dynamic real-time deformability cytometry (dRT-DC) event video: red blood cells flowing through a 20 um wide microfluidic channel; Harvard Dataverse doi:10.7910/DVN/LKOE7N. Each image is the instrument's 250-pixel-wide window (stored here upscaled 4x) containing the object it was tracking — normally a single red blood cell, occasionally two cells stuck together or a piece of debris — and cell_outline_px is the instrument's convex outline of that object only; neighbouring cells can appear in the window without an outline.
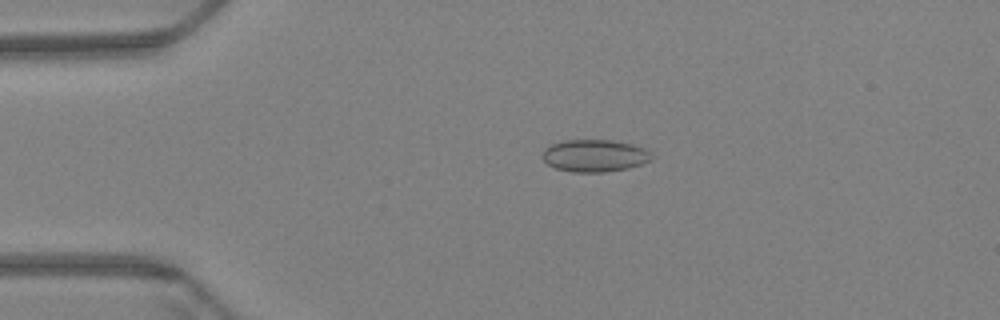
{"species": "Egyptian fruit bat (a non-hibernating species)", "species_latin": "Rousettus aegyptiacus", "temperature_condition": "warm", "stored_images_in_passage": 61, "camera_frame_rate_fps": 3000, "um_per_image_px": 0.085, "animal": {"sex": "female"}, "frame": {"image": 1, "passage_image": 13, "time_ms": 4.0, "image_size_px": [1000, 320], "cell_outline_px": [[656, 156], [652, 160], [628, 168], [604, 172], [572, 172], [556, 168], [548, 164], [540, 156], [544, 148], [560, 140], [612, 140], [632, 144], [644, 148]], "centroid_in_image_um": [50.54, 13.22], "position_along_channel_um": 34.5, "area_um2": 20.75}}
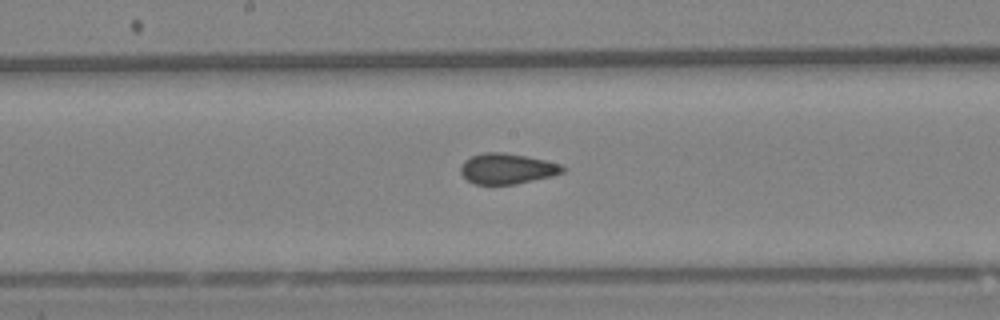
{"frame": {"image": 2, "passage_image": 32, "time_ms": 10.333, "image_size_px": [1000, 320], "cell_outline_px": [[568, 168], [564, 172], [552, 176], [516, 184], [476, 184], [468, 180], [460, 172], [460, 168], [464, 160], [472, 156], [484, 152], [504, 152], [544, 160], [560, 164]], "centroid_in_image_um": [43.12, 14.33], "position_along_channel_um": 205.1, "area_um2": 18.09}}
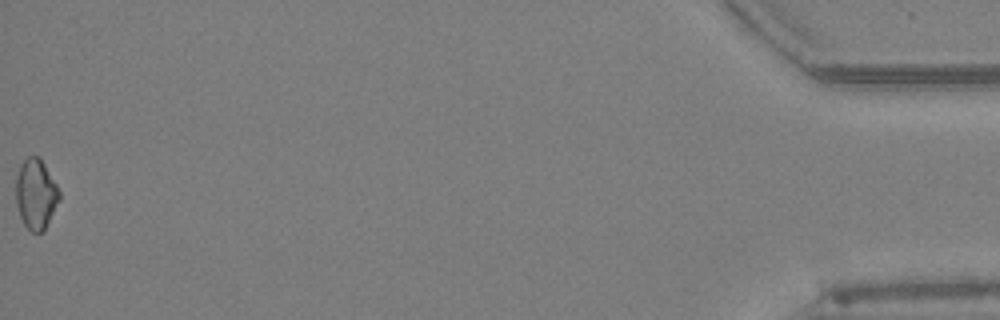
{"frame": {"image": 3, "passage_image": 61, "time_ms": 20.0, "image_size_px": [1000, 320], "cell_outline_px": [[60, 200], [44, 232], [32, 232], [24, 224], [20, 216], [16, 204], [16, 176], [20, 164], [28, 156], [40, 156], [56, 184], [60, 192]], "centroid_in_image_um": [3.05, 16.49], "position_along_channel_um": 432.1, "area_um2": 17.92}, "authors_computed_cell_mechanics": {"area_um2": 18.496, "velocity_mm_per_s": 3.3782, "shape_relaxation_time_tau1_ms": null, "shape_relaxation_time_tau2_ms": 2.1987, "deformation_change_tau1": null, "deformation_change_tau2": 0.0729}}